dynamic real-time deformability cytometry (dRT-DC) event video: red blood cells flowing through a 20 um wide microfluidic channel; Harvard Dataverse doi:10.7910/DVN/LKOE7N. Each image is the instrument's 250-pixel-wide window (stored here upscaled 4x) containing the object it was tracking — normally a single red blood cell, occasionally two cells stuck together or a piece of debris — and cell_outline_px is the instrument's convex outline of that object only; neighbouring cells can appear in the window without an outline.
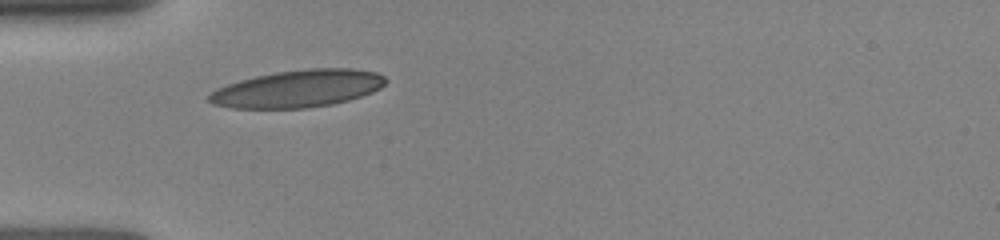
{"species": "human", "species_latin": "Homo sapiens", "temperature_condition": "room temperature", "stored_images_in_passage": 34, "camera_frame_rate_fps": 3000, "um_per_image_px": 0.085, "donor": {"sex": "female"}, "frame": {"image": 1, "passage_image": 1, "time_ms": 0.0, "image_size_px": [1000, 240], "cell_outline_px": [[388, 80], [380, 88], [372, 92], [348, 100], [332, 104], [308, 108], [232, 108], [212, 104], [208, 100], [208, 96], [216, 88], [240, 80], [256, 76], [276, 72], [308, 68], [352, 68], [376, 72], [384, 76]], "centroid_in_image_um": [25.32, 7.53], "position_along_channel_um": 59.7, "area_um2": 38.38}}
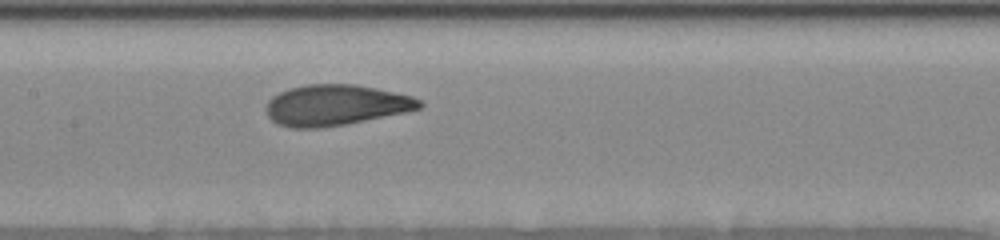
{"frame": {"image": 2, "passage_image": 16, "time_ms": 3.0, "image_size_px": [1000, 240], "cell_outline_px": [[424, 104], [420, 108], [404, 112], [344, 124], [320, 128], [288, 128], [276, 124], [268, 116], [268, 100], [272, 96], [288, 88], [304, 84], [356, 84], [376, 88], [412, 96], [420, 100]], "centroid_in_image_um": [28.5, 8.93], "position_along_channel_um": 178.9, "area_um2": 36.3}}
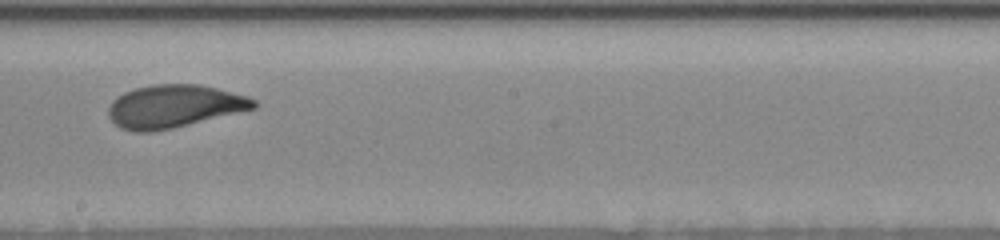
{"frame": {"image": 3, "passage_image": 28, "time_ms": 4.333, "image_size_px": [1000, 240], "cell_outline_px": [[256, 108], [172, 128], [152, 132], [136, 132], [120, 128], [108, 116], [108, 108], [112, 100], [124, 92], [136, 88], [152, 84], [200, 84], [248, 96], [256, 100]], "centroid_in_image_um": [14.78, 9.03], "position_along_channel_um": 233.4, "area_um2": 36.18}}